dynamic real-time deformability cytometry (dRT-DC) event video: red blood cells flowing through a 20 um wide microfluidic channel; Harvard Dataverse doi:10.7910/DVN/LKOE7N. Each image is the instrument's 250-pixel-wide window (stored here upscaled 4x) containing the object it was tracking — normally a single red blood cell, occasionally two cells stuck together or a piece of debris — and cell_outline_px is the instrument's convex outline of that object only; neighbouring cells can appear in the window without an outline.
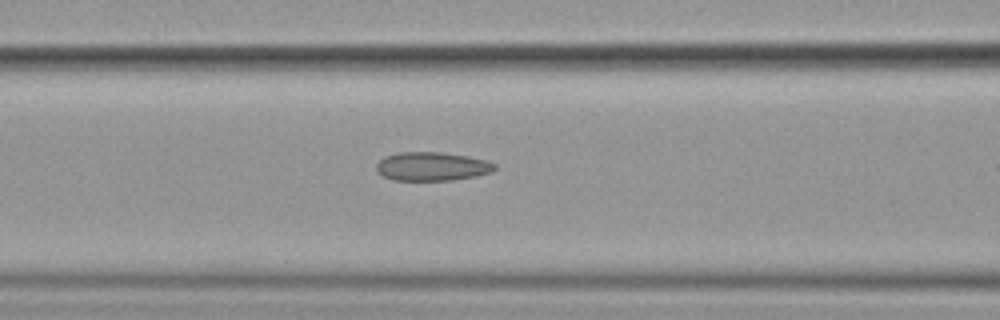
{"species": "common noctule bat (a hibernating species)", "species_latin": "Nyctalus noctula", "temperature_condition": "cold", "stored_images_in_passage": 17, "camera_frame_rate_fps": 3000, "um_per_image_px": 0.085, "animal": {"sex": "female", "body_mass_g": 19.9}, "frame": {"image": 1, "passage_image": 12, "time_ms": 3.667, "image_size_px": [1000, 320], "cell_outline_px": [[496, 168], [492, 172], [476, 176], [452, 180], [392, 180], [384, 176], [376, 168], [376, 164], [384, 156], [400, 152], [440, 152], [468, 156], [488, 160], [496, 164]], "centroid_in_image_um": [36.75, 14.14], "position_along_channel_um": 129.8, "area_um2": 19.83}}
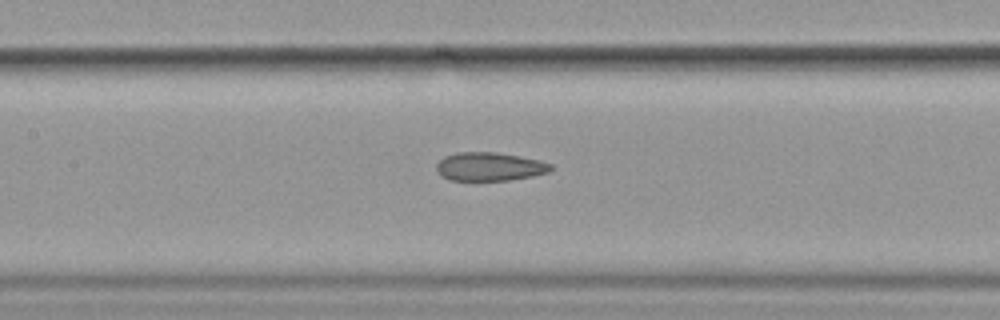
{"frame": {"image": 2, "passage_image": 15, "time_ms": 4.667, "image_size_px": [1000, 320], "cell_outline_px": [[552, 168], [548, 172], [532, 176], [508, 180], [448, 180], [440, 176], [436, 168], [436, 164], [444, 156], [456, 152], [496, 152], [520, 156], [540, 160], [552, 164]], "centroid_in_image_um": [41.59, 14.15], "position_along_channel_um": 165.8, "area_um2": 19.07}}